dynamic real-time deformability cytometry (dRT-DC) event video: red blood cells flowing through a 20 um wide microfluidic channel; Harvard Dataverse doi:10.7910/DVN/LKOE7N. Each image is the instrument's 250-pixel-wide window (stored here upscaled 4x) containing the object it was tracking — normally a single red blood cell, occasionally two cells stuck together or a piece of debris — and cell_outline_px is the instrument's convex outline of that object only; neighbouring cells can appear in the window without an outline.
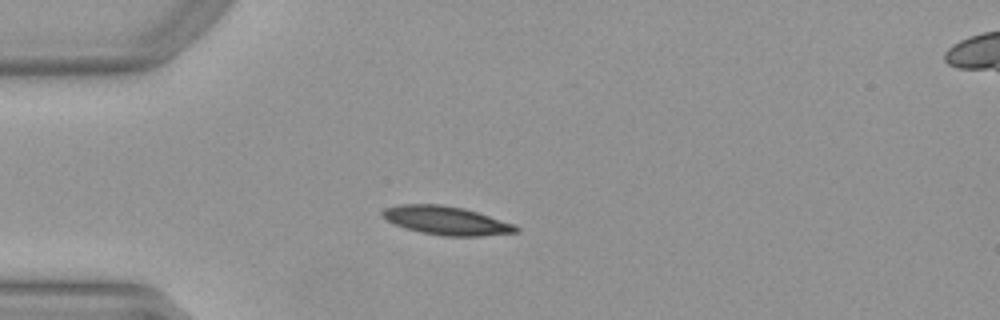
{"species": "Egyptian fruit bat (a non-hibernating species)", "species_latin": "Rousettus aegyptiacus", "temperature_condition": "warm", "stored_images_in_passage": 39, "camera_frame_rate_fps": 3000, "um_per_image_px": 0.085, "animal": {"sex": "female"}, "frame": {"image": 1, "passage_image": 1, "time_ms": 0.0, "image_size_px": [1000, 320], "cell_outline_px": [[520, 228], [516, 232], [480, 236], [444, 236], [420, 232], [396, 224], [388, 220], [380, 212], [384, 208], [400, 204], [440, 204], [464, 208], [516, 224]], "centroid_in_image_um": [37.97, 18.74], "position_along_channel_um": 47.0, "area_um2": 22.08}}
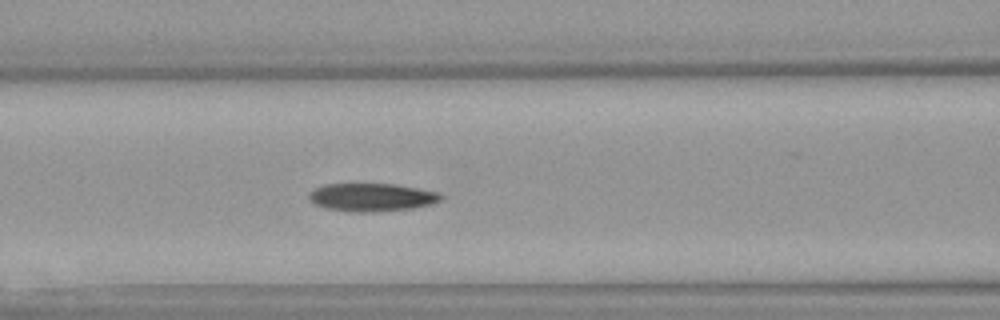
{"frame": {"image": 2, "passage_image": 9, "time_ms": 2.667, "image_size_px": [1000, 320], "cell_outline_px": [[444, 196], [440, 200], [432, 204], [412, 208], [372, 212], [356, 212], [324, 208], [308, 200], [308, 192], [312, 188], [324, 184], [396, 184], [440, 192]], "centroid_in_image_um": [31.57, 16.76], "position_along_channel_um": 135.0, "area_um2": 21.79}}
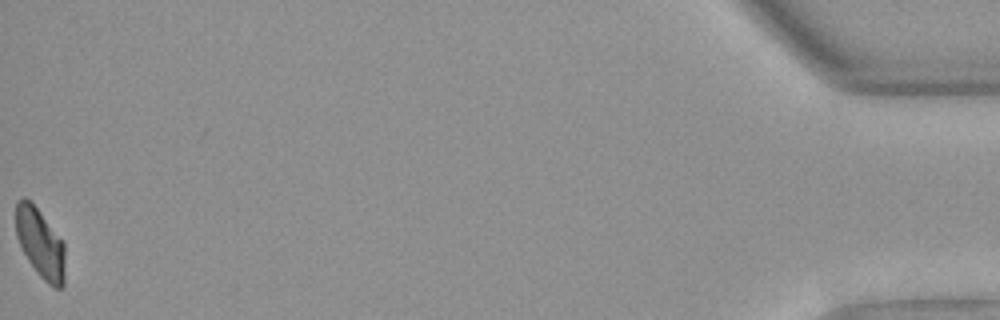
{"frame": {"image": 3, "passage_image": 39, "time_ms": 12.667, "image_size_px": [1000, 320], "cell_outline_px": [[64, 284], [60, 288], [56, 288], [48, 284], [36, 272], [28, 260], [16, 236], [16, 200], [24, 196], [32, 200], [64, 240]], "centroid_in_image_um": [3.43, 20.61], "position_along_channel_um": 431.8, "area_um2": 20.35}, "authors_computed_cell_mechanics": {"area_um2": 21.675, "velocity_mm_per_s": 3.9623, "shape_relaxation_time_tau1_ms": 10.2033, "shape_relaxation_time_tau2_ms": 5.2776, "deformation_change_tau1": 0.2253, "deformation_change_tau2": 0.1052}}